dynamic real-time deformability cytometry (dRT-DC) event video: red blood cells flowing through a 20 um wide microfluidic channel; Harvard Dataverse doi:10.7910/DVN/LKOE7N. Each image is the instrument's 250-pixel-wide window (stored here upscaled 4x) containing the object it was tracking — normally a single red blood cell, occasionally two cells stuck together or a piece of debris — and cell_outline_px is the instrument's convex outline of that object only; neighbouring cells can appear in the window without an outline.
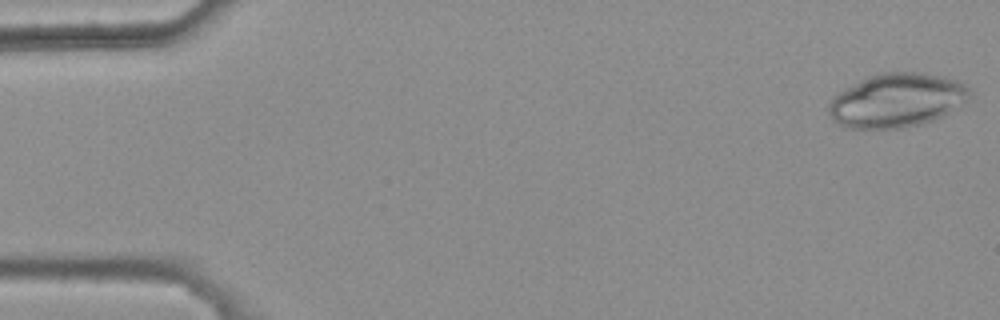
{"species": "common noctule bat (a hibernating species)", "species_latin": "Nyctalus noctula", "temperature_condition": "warm", "stored_images_in_passage": 12, "camera_frame_rate_fps": 3000, "um_per_image_px": 0.085, "animal": {"sex": "female", "body_mass_g": 25.1}, "frame": {"image": 1, "passage_image": 1, "time_ms": 0.0, "image_size_px": [1000, 320], "cell_outline_px": [[972, 96], [960, 108], [944, 116], [920, 124], [900, 128], [852, 128], [840, 124], [828, 112], [828, 104], [832, 96], [844, 88], [868, 76], [880, 72], [920, 72], [944, 76], [956, 80], [964, 84], [968, 88]], "centroid_in_image_um": [76.27, 8.51], "position_along_channel_um": 8.7, "area_um2": 44.56}}